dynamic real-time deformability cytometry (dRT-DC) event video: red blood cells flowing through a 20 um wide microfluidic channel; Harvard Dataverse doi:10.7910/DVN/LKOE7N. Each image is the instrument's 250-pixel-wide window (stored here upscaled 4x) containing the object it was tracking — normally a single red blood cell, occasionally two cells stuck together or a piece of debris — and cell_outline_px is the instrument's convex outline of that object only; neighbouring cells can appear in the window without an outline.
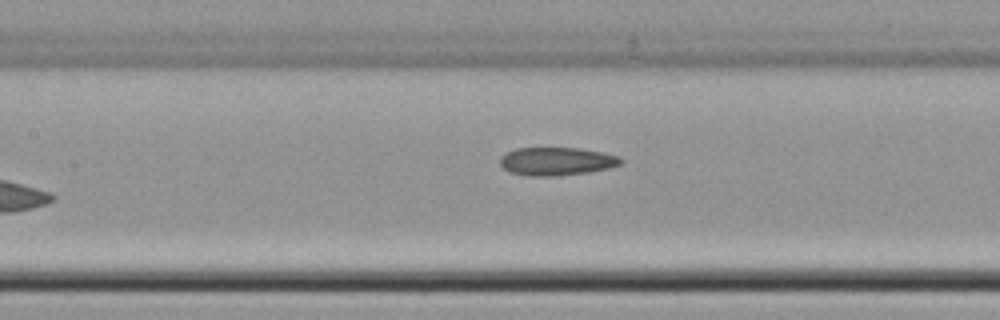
{"species": "common noctule bat (a hibernating species)", "species_latin": "Nyctalus noctula", "temperature_condition": "cold", "stored_images_in_passage": 7, "camera_frame_rate_fps": 3000, "um_per_image_px": 0.085, "animal": {"sex": "female", "body_mass_g": 22.7, "forearm_length_mm": 54.2}, "frame": {"image": 1, "passage_image": 6, "time_ms": 6.0, "image_size_px": [1000, 320], "cell_outline_px": [[624, 160], [620, 164], [608, 168], [588, 172], [556, 176], [528, 176], [508, 172], [500, 164], [500, 156], [516, 148], [580, 148], [604, 152], [620, 156]], "centroid_in_image_um": [47.32, 13.71], "position_along_channel_um": 160.1, "area_um2": 19.94}}